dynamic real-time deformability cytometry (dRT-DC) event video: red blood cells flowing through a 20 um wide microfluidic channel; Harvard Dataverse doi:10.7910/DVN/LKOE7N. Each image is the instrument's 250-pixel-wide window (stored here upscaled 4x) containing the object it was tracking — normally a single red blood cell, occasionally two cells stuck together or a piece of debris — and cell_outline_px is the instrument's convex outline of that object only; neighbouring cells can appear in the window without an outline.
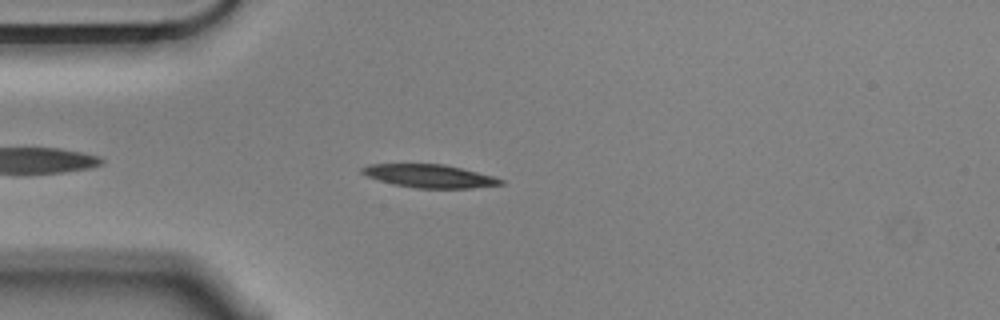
{"species": "Egyptian fruit bat (a non-hibernating species)", "species_latin": "Rousettus aegyptiacus", "temperature_condition": "cold", "stored_images_in_passage": 48, "segment_of_instrument_passage": [1, 2], "camera_frame_rate_fps": 3000, "um_per_image_px": 0.085, "animal": {"sex": "male"}, "frame": {"image": 1, "passage_image": 6, "time_ms": 1.667, "image_size_px": [1000, 320], "cell_outline_px": [[504, 184], [472, 188], [416, 188], [392, 184], [368, 176], [360, 172], [360, 168], [368, 164], [444, 164], [492, 176], [504, 180]], "centroid_in_image_um": [36.49, 14.96], "position_along_channel_um": 48.5, "area_um2": 18.55}}
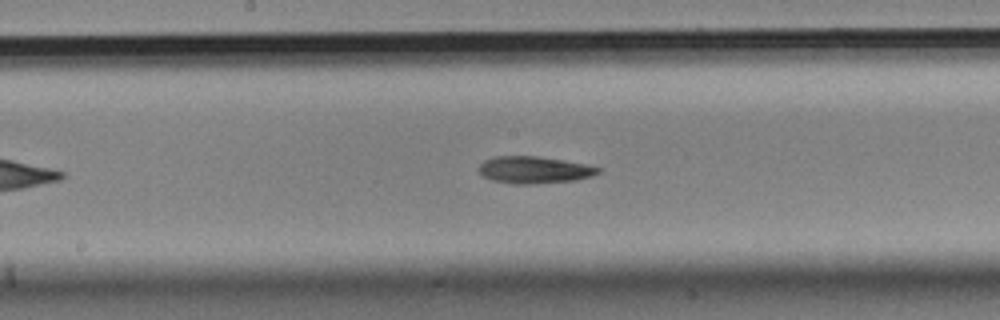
{"frame": {"image": 2, "passage_image": 20, "time_ms": 6.333, "image_size_px": [1000, 320], "cell_outline_px": [[600, 172], [592, 176], [576, 180], [532, 184], [512, 184], [492, 180], [484, 176], [476, 168], [484, 160], [496, 156], [536, 156], [584, 164], [600, 168]], "centroid_in_image_um": [45.36, 14.45], "position_along_channel_um": 202.8, "area_um2": 18.67}}
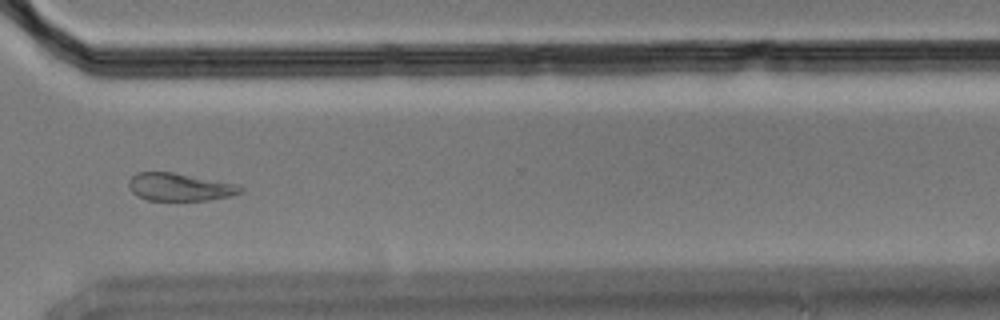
{"frame": {"image": 3, "passage_image": 33, "time_ms": 10.667, "image_size_px": [1000, 320], "cell_outline_px": [[244, 192], [228, 196], [208, 200], [148, 200], [136, 196], [132, 192], [128, 184], [128, 180], [136, 172], [172, 172], [240, 184], [244, 188]], "centroid_in_image_um": [15.29, 15.89], "position_along_channel_um": 355.3, "area_um2": 18.21}}